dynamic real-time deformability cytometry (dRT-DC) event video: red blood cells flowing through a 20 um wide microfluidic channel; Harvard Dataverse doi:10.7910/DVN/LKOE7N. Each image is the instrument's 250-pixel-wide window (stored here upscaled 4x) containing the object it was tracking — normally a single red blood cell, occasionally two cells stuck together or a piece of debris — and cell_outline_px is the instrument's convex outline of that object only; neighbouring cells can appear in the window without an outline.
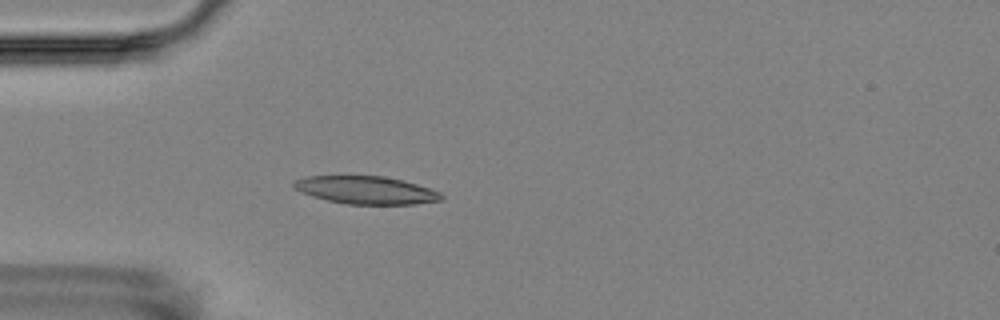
{"species": "Egyptian fruit bat (a non-hibernating species)", "species_latin": "Rousettus aegyptiacus", "temperature_condition": "room temperature", "stored_images_in_passage": 4, "camera_frame_rate_fps": 3000, "um_per_image_px": 0.085, "animal": {"sex": "female"}, "frame": {"image": 1, "passage_image": 4, "time_ms": 4.0, "image_size_px": [1000, 320], "cell_outline_px": [[444, 200], [416, 204], [348, 204], [328, 200], [312, 196], [296, 188], [292, 184], [292, 180], [304, 176], [384, 176], [416, 184], [440, 192], [444, 196]], "centroid_in_image_um": [31.13, 16.16], "position_along_channel_um": 53.9, "area_um2": 23.76}}